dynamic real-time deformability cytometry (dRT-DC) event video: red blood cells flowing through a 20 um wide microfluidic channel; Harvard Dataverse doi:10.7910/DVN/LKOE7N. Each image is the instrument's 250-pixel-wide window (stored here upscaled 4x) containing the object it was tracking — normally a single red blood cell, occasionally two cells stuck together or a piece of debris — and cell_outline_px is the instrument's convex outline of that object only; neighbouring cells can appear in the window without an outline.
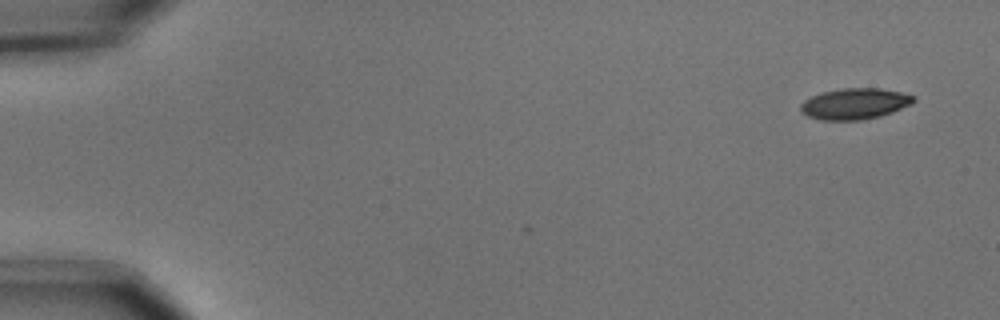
{"species": "common noctule bat (a hibernating species)", "species_latin": "Nyctalus noctula", "temperature_condition": "cold", "stored_images_in_passage": 2, "camera_frame_rate_fps": 3000, "um_per_image_px": 0.085, "animal": {"sex": "male", "body_mass_g": 15.6}, "frame": {"image": 1, "passage_image": 2, "time_ms": 0.333, "image_size_px": [1000, 320], "cell_outline_px": [[916, 100], [912, 104], [892, 112], [880, 116], [860, 120], [820, 120], [808, 116], [800, 108], [800, 104], [804, 100], [812, 96], [824, 92], [844, 88], [880, 88], [900, 92], [916, 96]], "centroid_in_image_um": [72.69, 8.82], "position_along_channel_um": 12.3, "area_um2": 20.35}}